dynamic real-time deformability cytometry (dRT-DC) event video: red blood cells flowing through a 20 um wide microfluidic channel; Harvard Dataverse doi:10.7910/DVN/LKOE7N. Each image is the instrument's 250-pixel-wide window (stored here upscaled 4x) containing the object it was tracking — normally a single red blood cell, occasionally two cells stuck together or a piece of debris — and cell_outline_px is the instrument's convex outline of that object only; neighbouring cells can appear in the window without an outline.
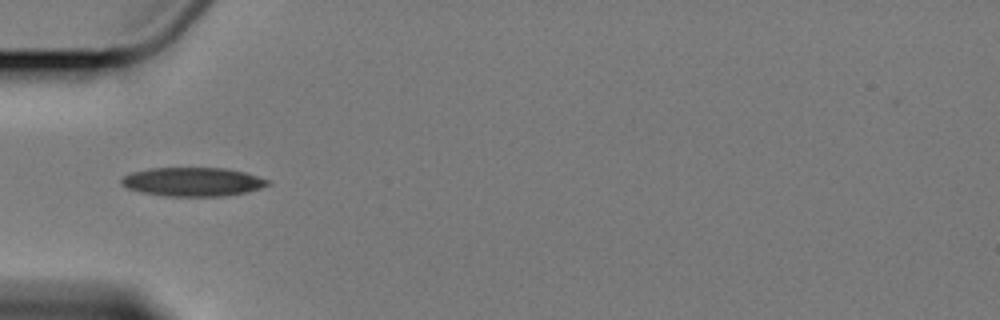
{"species": "Egyptian fruit bat (a non-hibernating species)", "species_latin": "Rousettus aegyptiacus", "temperature_condition": "cold", "stored_images_in_passage": 3, "camera_frame_rate_fps": 3000, "um_per_image_px": 0.085, "animal": {"sex": "female"}, "frame": {"image": 1, "passage_image": 3, "time_ms": 2.667, "image_size_px": [1000, 320], "cell_outline_px": [[272, 184], [248, 192], [220, 196], [164, 196], [140, 192], [128, 188], [120, 184], [120, 180], [124, 176], [132, 172], [148, 168], [228, 168], [244, 172], [268, 180]], "centroid_in_image_um": [16.37, 15.45], "position_along_channel_um": 68.6, "area_um2": 24.62}}